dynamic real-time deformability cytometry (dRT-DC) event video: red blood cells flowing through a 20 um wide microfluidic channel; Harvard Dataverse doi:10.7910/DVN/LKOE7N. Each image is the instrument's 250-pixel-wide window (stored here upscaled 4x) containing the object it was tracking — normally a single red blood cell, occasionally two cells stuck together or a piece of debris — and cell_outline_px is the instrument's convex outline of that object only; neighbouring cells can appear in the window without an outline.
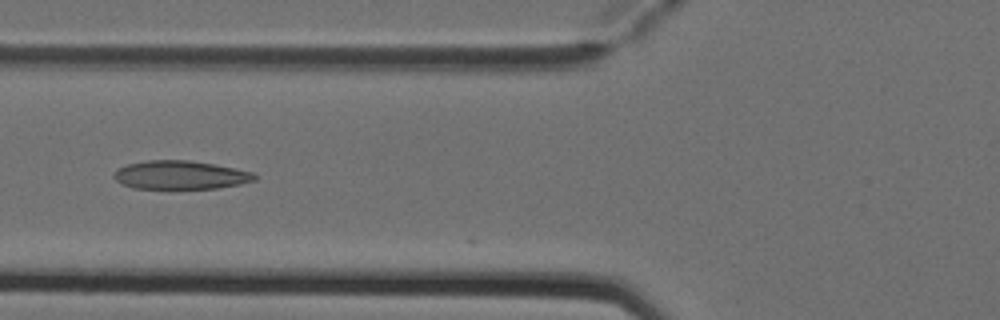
{"species": "Egyptian fruit bat (a non-hibernating species)", "species_latin": "Rousettus aegyptiacus", "temperature_condition": "cold", "stored_images_in_passage": 6, "camera_frame_rate_fps": 3000, "um_per_image_px": 0.085, "animal": {"sex": "female"}, "frame": {"image": 1, "passage_image": 5, "time_ms": 1.333, "image_size_px": [1000, 320], "cell_outline_px": [[256, 180], [240, 184], [216, 188], [132, 188], [116, 180], [112, 176], [120, 168], [128, 164], [148, 160], [188, 160], [212, 164], [252, 172], [256, 176]], "centroid_in_image_um": [15.33, 14.87], "position_along_channel_um": 110.5, "area_um2": 22.95}}
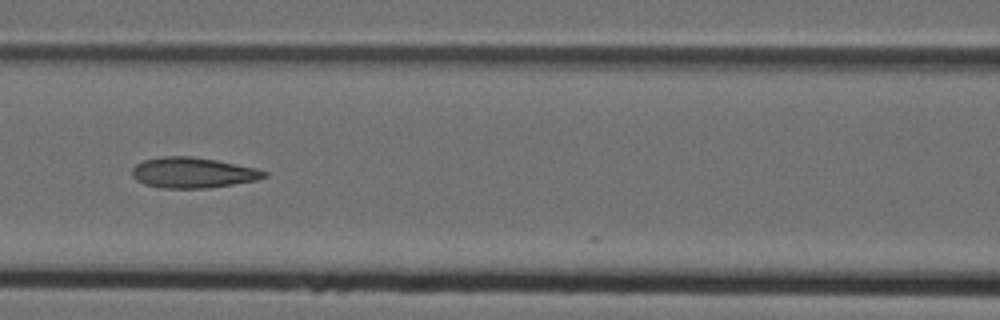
{"frame": {"image": 2, "passage_image": 6, "time_ms": 1.667, "image_size_px": [1000, 320], "cell_outline_px": [[268, 176], [256, 180], [208, 188], [160, 188], [144, 184], [136, 180], [132, 176], [132, 168], [136, 164], [144, 160], [164, 156], [192, 156], [216, 160], [256, 168], [268, 172]], "centroid_in_image_um": [16.38, 14.68], "position_along_channel_um": 150.2, "area_um2": 23.52}}